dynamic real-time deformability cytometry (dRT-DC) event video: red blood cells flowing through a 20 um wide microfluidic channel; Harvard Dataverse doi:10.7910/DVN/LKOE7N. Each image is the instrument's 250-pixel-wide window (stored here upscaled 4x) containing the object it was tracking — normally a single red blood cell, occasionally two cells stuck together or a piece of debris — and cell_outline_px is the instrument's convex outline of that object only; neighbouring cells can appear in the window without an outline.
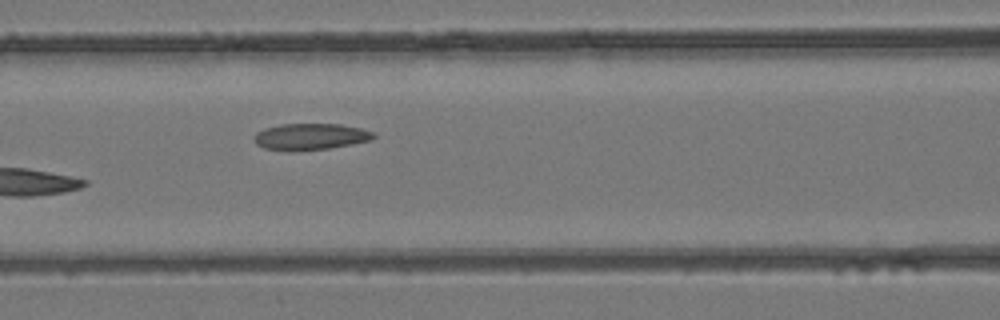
{"species": "common noctule bat (a hibernating species)", "species_latin": "Nyctalus noctula", "temperature_condition": "room temperature", "stored_images_in_passage": 6, "segment_of_instrument_passage": [1, 2], "camera_frame_rate_fps": 3000, "um_per_image_px": 0.085, "animal": {"sex": "female", "body_mass_g": 24.6, "forearm_length_mm": 56.2}, "frame": {"image": 1, "passage_image": 5, "time_ms": 1.333, "image_size_px": [1000, 320], "cell_outline_px": [[376, 136], [372, 140], [352, 144], [328, 148], [264, 148], [256, 144], [252, 136], [256, 132], [264, 128], [280, 124], [340, 124], [360, 128], [372, 132]], "centroid_in_image_um": [26.4, 11.56], "position_along_channel_um": 140.2, "area_um2": 17.69}}